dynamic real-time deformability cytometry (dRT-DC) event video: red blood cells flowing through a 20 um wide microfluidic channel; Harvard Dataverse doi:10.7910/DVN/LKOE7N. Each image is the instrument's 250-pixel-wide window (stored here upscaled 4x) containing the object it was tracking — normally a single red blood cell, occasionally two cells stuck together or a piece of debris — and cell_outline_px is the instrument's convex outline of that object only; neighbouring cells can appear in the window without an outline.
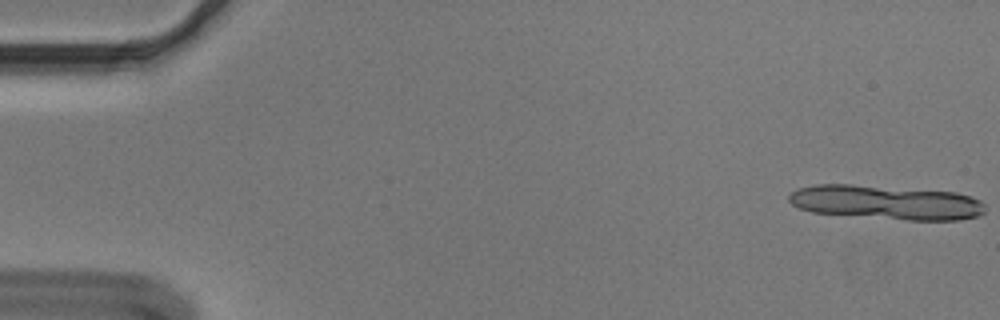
{"species": "Egyptian fruit bat (a non-hibernating species)", "species_latin": "Rousettus aegyptiacus", "temperature_condition": "cold", "stored_images_in_passage": 10, "camera_frame_rate_fps": 3000, "um_per_image_px": 0.085, "animal": {"sex": "male"}, "frame": {"image": 1, "passage_image": 1, "time_ms": 0.0, "image_size_px": [1000, 320], "cell_outline_px": [[984, 212], [980, 216], [960, 220], [908, 220], [812, 212], [800, 208], [792, 204], [788, 200], [788, 196], [796, 188], [816, 184], [852, 184], [956, 192], [972, 196], [980, 200], [984, 204]], "centroid_in_image_um": [75.34, 17.19], "position_along_channel_um": 9.7, "area_um2": 39.3}}